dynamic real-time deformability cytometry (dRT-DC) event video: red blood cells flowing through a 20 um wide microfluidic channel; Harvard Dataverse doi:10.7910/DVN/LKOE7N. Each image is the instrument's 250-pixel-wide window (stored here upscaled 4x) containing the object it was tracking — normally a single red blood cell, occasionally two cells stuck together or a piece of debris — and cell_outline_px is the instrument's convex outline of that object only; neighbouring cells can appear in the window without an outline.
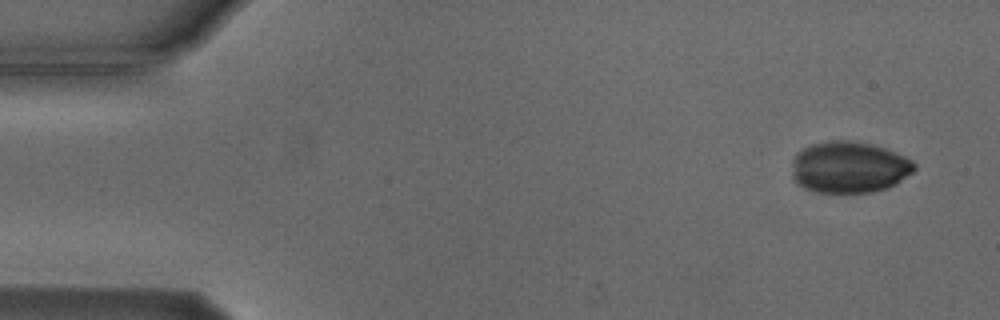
{"species": "Egyptian fruit bat (a non-hibernating species)", "species_latin": "Rousettus aegyptiacus", "temperature_condition": "cold", "stored_images_in_passage": 6, "camera_frame_rate_fps": 3000, "um_per_image_px": 0.085, "animal": {"sex": "male"}, "frame": {"image": 1, "passage_image": 1, "time_ms": 0.0, "image_size_px": [1000, 320], "cell_outline_px": [[916, 168], [912, 172], [896, 184], [888, 188], [872, 192], [816, 192], [800, 184], [792, 176], [792, 160], [796, 152], [812, 144], [828, 140], [844, 140], [872, 144], [896, 152], [912, 160], [916, 164]], "centroid_in_image_um": [72.19, 14.2], "position_along_channel_um": 12.8, "area_um2": 36.7}}